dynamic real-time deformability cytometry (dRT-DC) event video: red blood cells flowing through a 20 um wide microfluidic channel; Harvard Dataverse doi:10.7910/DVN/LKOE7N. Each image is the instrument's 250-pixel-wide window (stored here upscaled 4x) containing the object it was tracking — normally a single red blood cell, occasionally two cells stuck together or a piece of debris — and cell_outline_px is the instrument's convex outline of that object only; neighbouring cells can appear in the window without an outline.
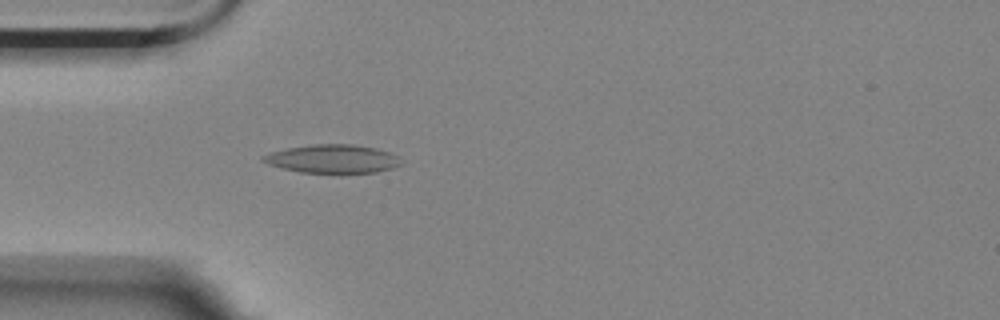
{"species": "Egyptian fruit bat (a non-hibernating species)", "species_latin": "Rousettus aegyptiacus", "temperature_condition": "room temperature", "stored_images_in_passage": 30, "camera_frame_rate_fps": 3000, "um_per_image_px": 0.085, "animal": {"sex": "female"}, "frame": {"image": 1, "passage_image": 16, "time_ms": 5.0, "image_size_px": [1000, 320], "cell_outline_px": [[404, 164], [392, 168], [376, 172], [300, 172], [268, 164], [260, 160], [260, 156], [272, 152], [288, 148], [312, 144], [352, 144], [376, 148], [400, 156], [404, 160]], "centroid_in_image_um": [28.32, 13.49], "position_along_channel_um": 56.7, "area_um2": 22.83}}
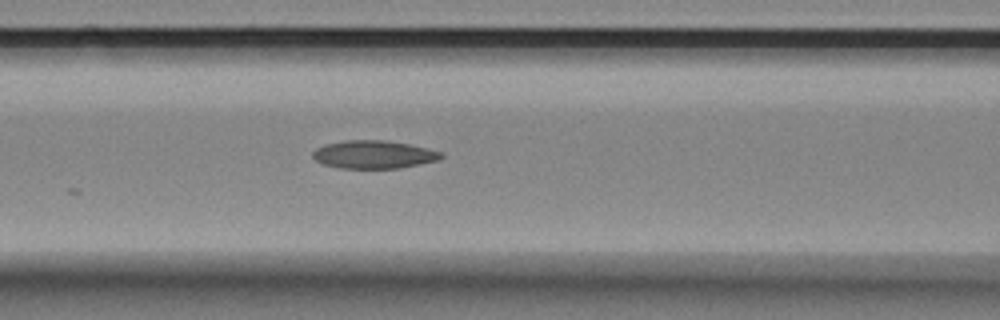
{"frame": {"image": 2, "passage_image": 23, "time_ms": 7.333, "image_size_px": [1000, 320], "cell_outline_px": [[444, 156], [440, 160], [400, 168], [340, 168], [324, 164], [316, 160], [312, 156], [312, 152], [316, 148], [324, 144], [344, 140], [384, 140], [408, 144], [440, 152]], "centroid_in_image_um": [31.74, 13.13], "position_along_channel_um": 134.9, "area_um2": 20.87}}
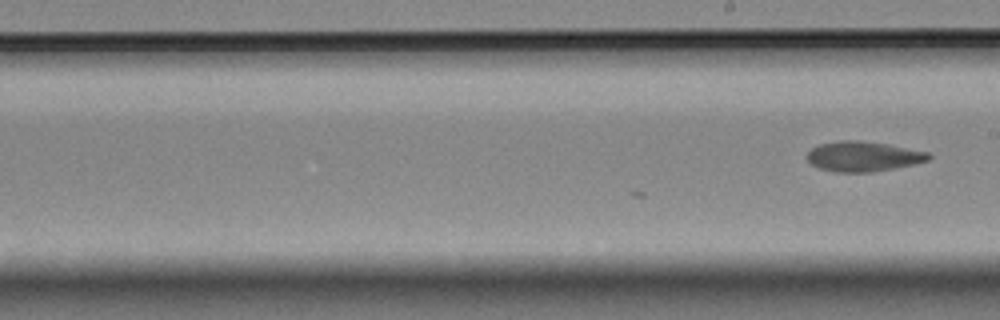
{"frame": {"image": 3, "passage_image": 30, "time_ms": 9.667, "image_size_px": [1000, 320], "cell_outline_px": [[932, 156], [928, 160], [896, 168], [872, 172], [832, 172], [820, 168], [812, 164], [808, 160], [808, 152], [812, 148], [820, 144], [840, 140], [860, 140], [888, 144], [928, 152]], "centroid_in_image_um": [73.37, 13.29], "position_along_channel_um": 215.6, "area_um2": 21.21}}